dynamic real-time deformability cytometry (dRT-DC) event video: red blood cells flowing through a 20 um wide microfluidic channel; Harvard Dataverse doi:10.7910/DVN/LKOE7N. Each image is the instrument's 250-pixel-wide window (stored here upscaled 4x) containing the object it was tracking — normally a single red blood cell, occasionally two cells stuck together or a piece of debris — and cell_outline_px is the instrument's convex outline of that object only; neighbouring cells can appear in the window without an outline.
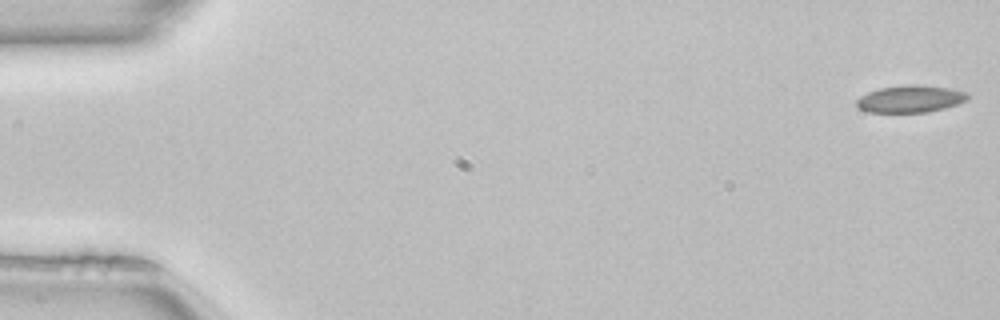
{"species": "common noctule bat (a hibernating species)", "species_latin": "Nyctalus noctula", "temperature_condition": "room temperature", "stored_images_in_passage": 51, "camera_frame_rate_fps": 3000, "um_per_image_px": 0.085, "animal": {"sex": "female", "body_mass_g": 22.7, "forearm_length_mm": 54.2}, "frame": {"image": 1, "passage_image": 1, "time_ms": 0.0, "image_size_px": [1000, 320], "cell_outline_px": [[968, 100], [944, 108], [928, 112], [868, 112], [860, 108], [856, 104], [856, 100], [860, 96], [868, 92], [880, 88], [908, 84], [920, 84], [952, 88], [968, 92]], "centroid_in_image_um": [77.41, 8.39], "position_along_channel_um": 7.6, "area_um2": 17.69}}
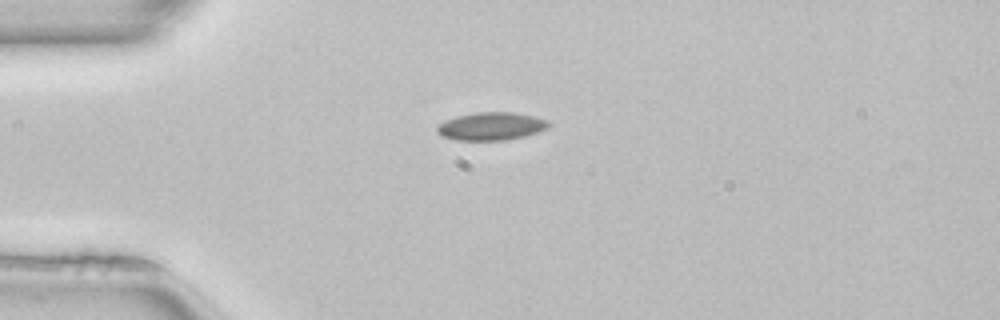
{"frame": {"image": 2, "passage_image": 13, "time_ms": 4.0, "image_size_px": [1000, 320], "cell_outline_px": [[552, 124], [548, 128], [540, 132], [524, 136], [504, 140], [456, 140], [440, 136], [436, 132], [436, 128], [440, 124], [456, 116], [476, 112], [512, 112], [536, 116], [548, 120]], "centroid_in_image_um": [41.79, 10.73], "position_along_channel_um": 43.2, "area_um2": 18.32}}
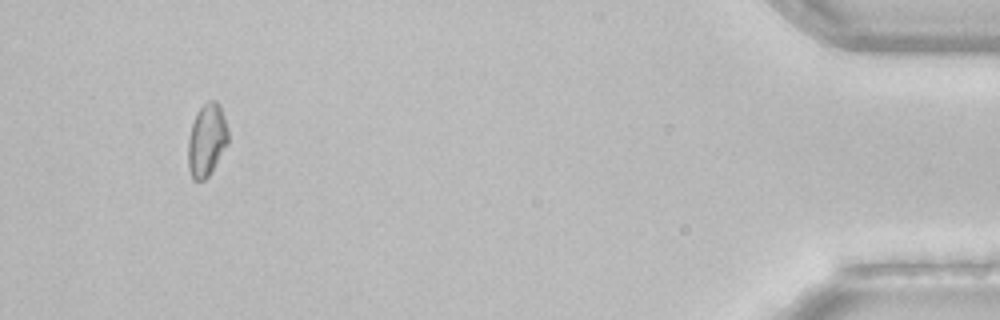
{"frame": {"image": 3, "passage_image": 48, "time_ms": 15.667, "image_size_px": [1000, 320], "cell_outline_px": [[228, 144], [212, 172], [204, 180], [192, 180], [188, 168], [188, 140], [192, 124], [196, 112], [208, 100], [216, 100], [220, 104], [228, 128]], "centroid_in_image_um": [17.58, 11.91], "position_along_channel_um": 417.6, "area_um2": 17.22}, "authors_computed_cell_mechanics": {"area_um2": 17.8024, "velocity_mm_per_s": 4.0346, "shape_relaxation_time_tau1_ms": 3.712, "shape_relaxation_time_tau2_ms": null, "deformation_change_tau1": 0.0907, "deformation_change_tau2": null}}